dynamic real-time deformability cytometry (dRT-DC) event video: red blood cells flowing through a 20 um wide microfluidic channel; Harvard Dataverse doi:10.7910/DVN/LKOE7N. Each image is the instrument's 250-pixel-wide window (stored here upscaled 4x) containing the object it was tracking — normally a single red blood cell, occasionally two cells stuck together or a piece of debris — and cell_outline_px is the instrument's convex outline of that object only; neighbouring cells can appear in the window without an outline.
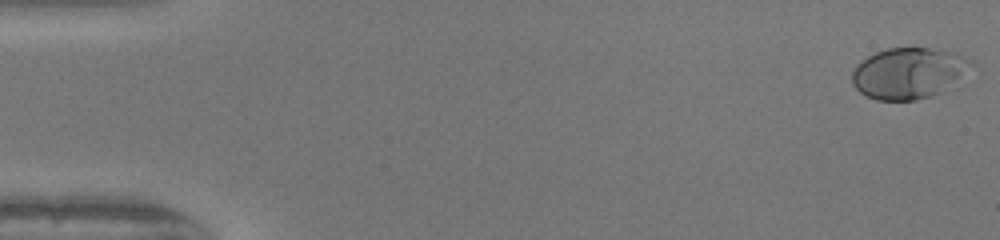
{"species": "human", "species_latin": "Homo sapiens", "temperature_condition": "warm", "stored_images_in_passage": 51, "camera_frame_rate_fps": 3000, "um_per_image_px": 0.085, "donor": {"sex": "female"}, "frame": {"image": 1, "passage_image": 1, "time_ms": 0.0, "image_size_px": [1000, 240], "cell_outline_px": [[976, 64], [956, 88], [944, 92], [916, 100], [876, 100], [860, 92], [852, 84], [852, 68], [856, 64], [868, 56], [876, 52], [888, 48], [928, 48], [956, 52], [972, 60]], "centroid_in_image_um": [77.34, 6.23], "position_along_channel_um": 7.7, "area_um2": 36.47}}
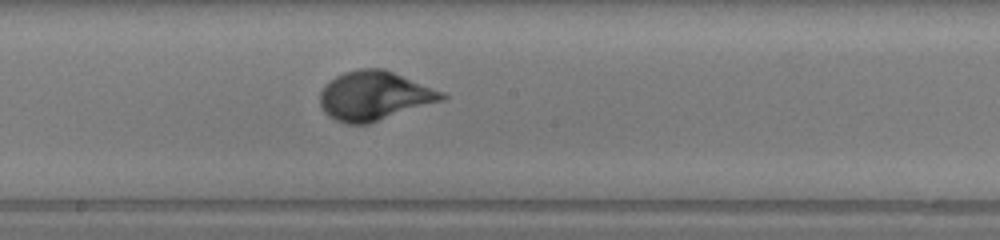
{"frame": {"image": 2, "passage_image": 28, "time_ms": 9.0, "image_size_px": [1000, 240], "cell_outline_px": [[448, 96], [444, 100], [368, 124], [348, 124], [336, 120], [328, 116], [324, 112], [320, 104], [320, 92], [324, 84], [336, 76], [344, 72], [360, 68], [384, 68], [444, 92]], "centroid_in_image_um": [31.81, 8.14], "position_along_channel_um": 216.4, "area_um2": 35.03}}
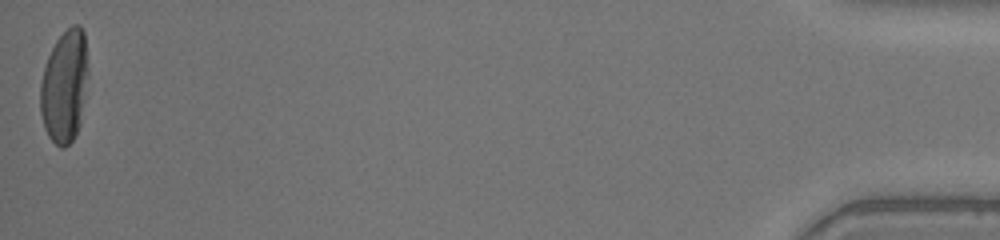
{"frame": {"image": 3, "passage_image": 51, "time_ms": 16.667, "image_size_px": [1000, 240], "cell_outline_px": [[88, 72], [80, 124], [72, 140], [64, 148], [60, 148], [48, 136], [44, 128], [40, 112], [40, 84], [44, 68], [48, 56], [56, 40], [72, 24], [80, 24], [84, 32], [88, 68]], "centroid_in_image_um": [5.48, 7.33], "position_along_channel_um": 429.7, "area_um2": 31.39}, "authors_computed_cell_mechanics": {"area_um2": 33.1194, "velocity_mm_per_s": 4.0781, "shape_relaxation_time_tau1_ms": 2.8069, "shape_relaxation_time_tau2_ms": null, "deformation_change_tau1": 0.1885, "deformation_change_tau2": null}}